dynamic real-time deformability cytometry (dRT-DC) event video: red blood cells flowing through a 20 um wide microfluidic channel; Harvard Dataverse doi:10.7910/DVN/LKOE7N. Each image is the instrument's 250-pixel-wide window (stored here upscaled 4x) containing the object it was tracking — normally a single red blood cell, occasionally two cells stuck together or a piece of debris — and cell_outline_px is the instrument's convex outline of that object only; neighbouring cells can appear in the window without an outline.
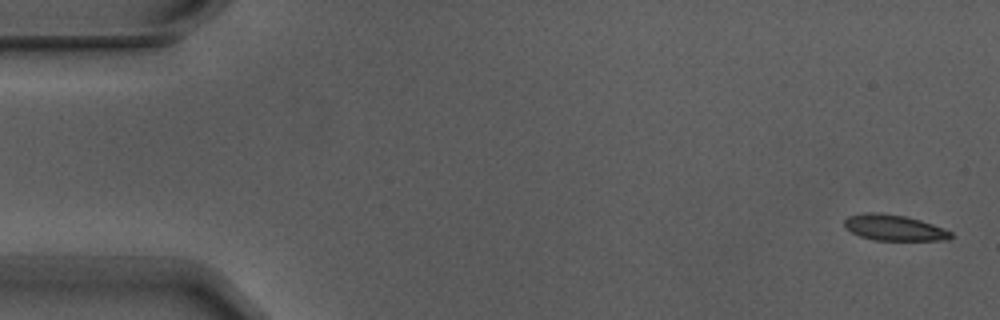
{"species": "Egyptian fruit bat (a non-hibernating species)", "species_latin": "Rousettus aegyptiacus", "temperature_condition": "warm", "stored_images_in_passage": 5, "camera_frame_rate_fps": 3000, "um_per_image_px": 0.085, "animal": {"sex": "male"}, "frame": {"image": 1, "passage_image": 1, "time_ms": 0.0, "image_size_px": [1000, 320], "cell_outline_px": [[952, 236], [948, 240], [876, 240], [860, 236], [844, 228], [844, 220], [848, 216], [864, 212], [880, 212], [904, 216], [920, 220], [944, 228], [952, 232]], "centroid_in_image_um": [75.97, 19.34], "position_along_channel_um": 9.0, "area_um2": 16.07}}
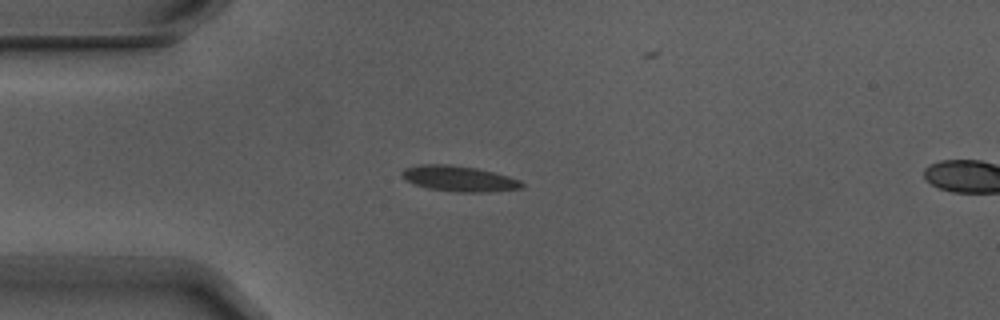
{"frame": {"image": 2, "passage_image": 4, "time_ms": 1.0, "image_size_px": [1000, 320], "cell_outline_px": [[524, 188], [488, 192], [456, 192], [428, 188], [404, 180], [400, 176], [400, 172], [404, 168], [420, 164], [448, 164], [476, 168], [508, 176], [520, 180], [524, 184]], "centroid_in_image_um": [38.99, 15.18], "position_along_channel_um": 46.0, "area_um2": 17.98}}